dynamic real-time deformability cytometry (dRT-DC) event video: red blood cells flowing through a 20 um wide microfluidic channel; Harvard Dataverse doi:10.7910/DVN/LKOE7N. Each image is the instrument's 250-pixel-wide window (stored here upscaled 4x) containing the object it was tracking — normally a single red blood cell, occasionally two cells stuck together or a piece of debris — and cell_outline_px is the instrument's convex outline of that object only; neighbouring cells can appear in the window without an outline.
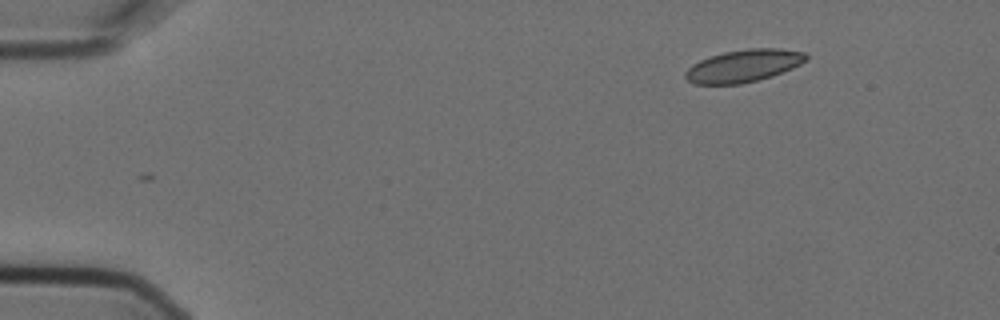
{"species": "Egyptian fruit bat (a non-hibernating species)", "species_latin": "Rousettus aegyptiacus", "temperature_condition": "cold", "stored_images_in_passage": 5, "camera_frame_rate_fps": 3000, "um_per_image_px": 0.085, "animal": {"sex": "female"}, "frame": {"image": 1, "passage_image": 1, "time_ms": 0.0, "image_size_px": [1000, 320], "cell_outline_px": [[808, 60], [792, 68], [772, 76], [740, 84], [696, 84], [688, 80], [684, 76], [684, 72], [692, 64], [700, 60], [724, 52], [748, 48], [780, 48], [804, 52], [808, 56]], "centroid_in_image_um": [63.21, 5.59], "position_along_channel_um": 21.8, "area_um2": 22.77}}
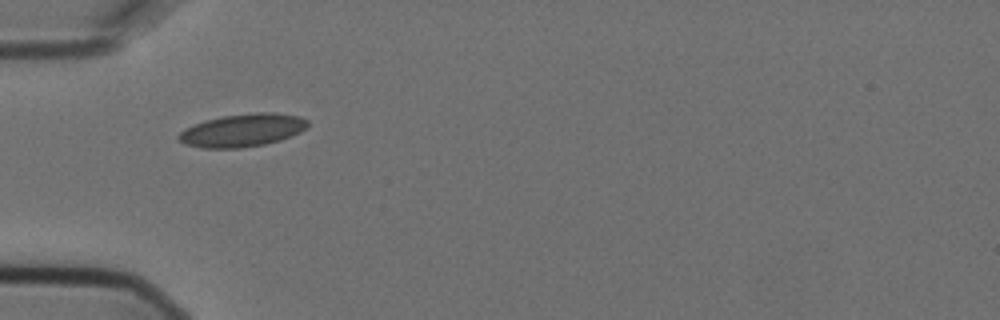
{"frame": {"image": 2, "passage_image": 4, "time_ms": 1.0, "image_size_px": [1000, 320], "cell_outline_px": [[308, 124], [300, 132], [292, 136], [280, 140], [264, 144], [240, 148], [200, 148], [184, 144], [176, 140], [176, 136], [184, 128], [204, 120], [224, 116], [256, 112], [272, 112], [300, 116], [308, 120]], "centroid_in_image_um": [20.56, 11.08], "position_along_channel_um": 64.4, "area_um2": 24.91}}
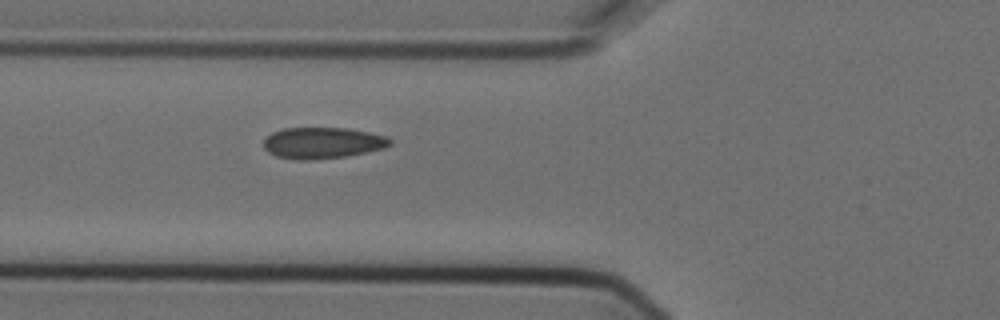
{"frame": {"image": 3, "passage_image": 5, "time_ms": 1.333, "image_size_px": [1000, 320], "cell_outline_px": [[392, 144], [384, 148], [348, 156], [312, 160], [292, 160], [276, 156], [268, 152], [264, 148], [264, 140], [272, 132], [284, 128], [348, 128], [388, 136], [392, 140]], "centroid_in_image_um": [27.42, 12.15], "position_along_channel_um": 98.4, "area_um2": 23.24}}